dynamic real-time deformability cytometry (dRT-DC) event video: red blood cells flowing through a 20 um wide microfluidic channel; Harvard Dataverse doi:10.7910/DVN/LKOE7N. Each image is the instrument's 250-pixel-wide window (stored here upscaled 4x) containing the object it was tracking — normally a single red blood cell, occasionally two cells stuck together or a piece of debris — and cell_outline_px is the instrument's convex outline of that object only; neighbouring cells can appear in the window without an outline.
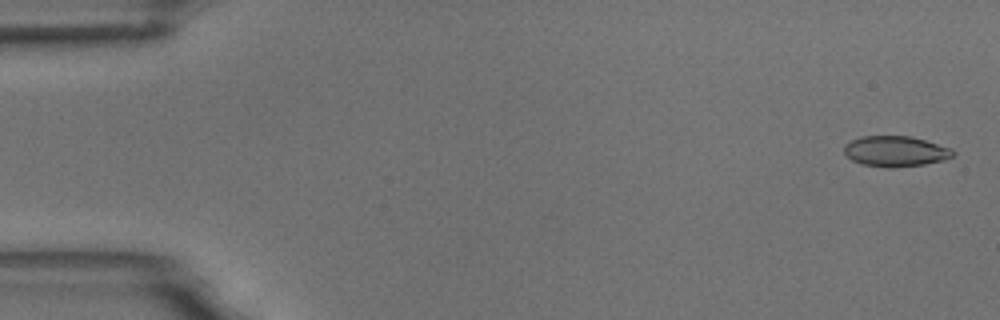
{"species": "common noctule bat (a hibernating species)", "species_latin": "Nyctalus noctula", "temperature_condition": "room temperature", "stored_images_in_passage": 5, "camera_frame_rate_fps": 3000, "um_per_image_px": 0.085, "animal": {"sex": "male", "body_mass_g": 18.8}, "frame": {"image": 1, "passage_image": 1, "time_ms": 0.0, "image_size_px": [1000, 320], "cell_outline_px": [[956, 152], [952, 156], [944, 160], [924, 164], [892, 168], [888, 168], [864, 164], [852, 160], [844, 152], [844, 144], [860, 136], [908, 136], [924, 140], [952, 148]], "centroid_in_image_um": [76.12, 12.86], "position_along_channel_um": 8.9, "area_um2": 19.31}}
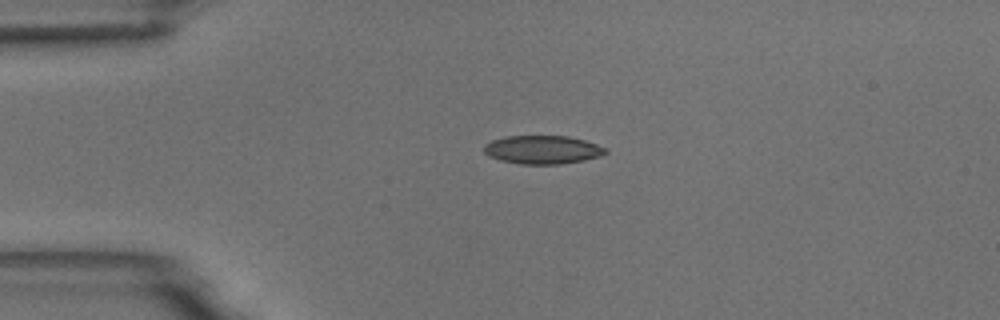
{"frame": {"image": 2, "passage_image": 4, "time_ms": 3.667, "image_size_px": [1000, 320], "cell_outline_px": [[608, 152], [600, 156], [584, 160], [560, 164], [520, 164], [500, 160], [488, 156], [484, 152], [484, 144], [492, 140], [504, 136], [568, 136], [584, 140], [608, 148]], "centroid_in_image_um": [46.11, 12.72], "position_along_channel_um": 38.9, "area_um2": 20.23}}